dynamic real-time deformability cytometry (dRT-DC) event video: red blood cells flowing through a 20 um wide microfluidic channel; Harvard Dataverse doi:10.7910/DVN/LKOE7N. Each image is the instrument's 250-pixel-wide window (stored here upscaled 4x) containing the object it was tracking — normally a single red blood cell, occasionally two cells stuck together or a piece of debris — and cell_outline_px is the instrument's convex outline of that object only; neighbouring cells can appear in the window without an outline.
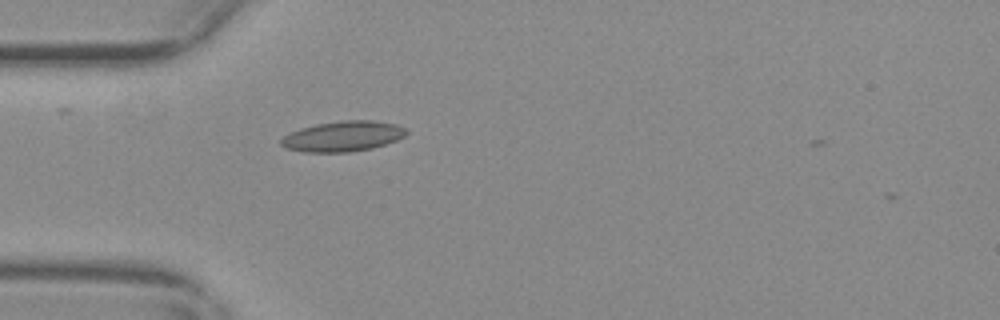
{"species": "common noctule bat (a hibernating species)", "species_latin": "Nyctalus noctula", "temperature_condition": "warm", "stored_images_in_passage": 40, "camera_frame_rate_fps": 3000, "um_per_image_px": 0.085, "animal": {"sex": "female", "body_mass_g": 29.2, "forearm_length_mm": 56.3}, "frame": {"image": 1, "passage_image": 1, "time_ms": 0.0, "image_size_px": [1000, 320], "cell_outline_px": [[408, 132], [404, 136], [396, 140], [372, 148], [348, 152], [304, 152], [288, 148], [280, 144], [280, 140], [284, 136], [300, 128], [316, 124], [344, 120], [372, 120], [396, 124], [404, 128]], "centroid_in_image_um": [29.15, 11.58], "position_along_channel_um": 55.9, "area_um2": 21.96}}
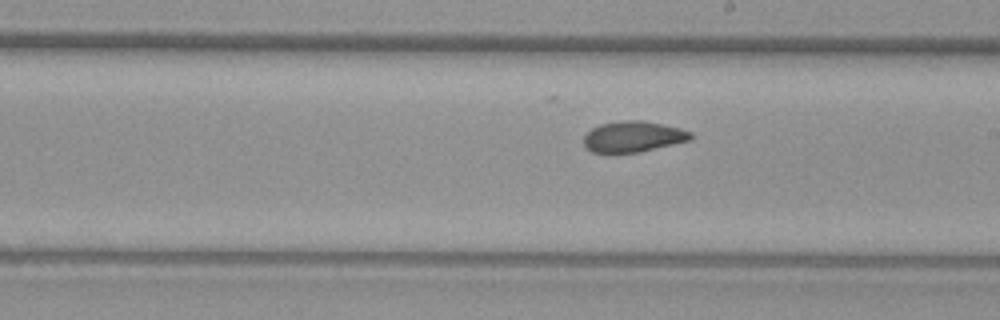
{"frame": {"image": 2, "passage_image": 16, "time_ms": 5.0, "image_size_px": [1000, 320], "cell_outline_px": [[692, 140], [640, 152], [592, 152], [584, 148], [584, 136], [592, 128], [600, 124], [624, 120], [640, 120], [680, 128], [692, 132]], "centroid_in_image_um": [53.82, 11.62], "position_along_channel_um": 235.2, "area_um2": 19.19}}
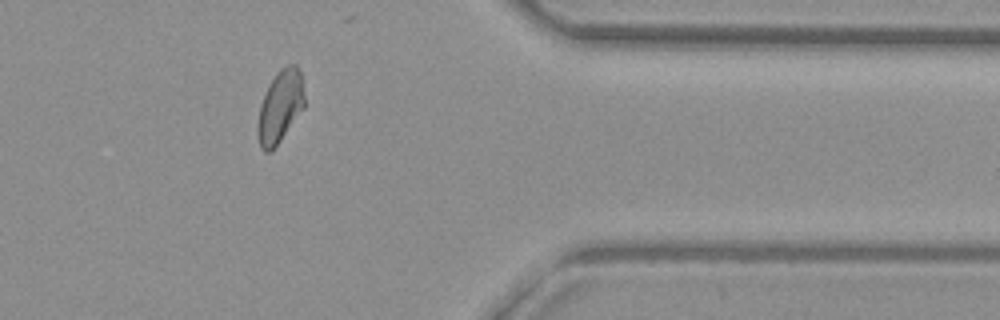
{"frame": {"image": 3, "passage_image": 30, "time_ms": 9.667, "image_size_px": [1000, 320], "cell_outline_px": [[304, 108], [272, 152], [264, 152], [260, 148], [256, 132], [256, 124], [260, 104], [268, 84], [276, 72], [280, 68], [288, 64], [296, 64], [304, 80]], "centroid_in_image_um": [23.79, 9.06], "position_along_channel_um": 387.6, "area_um2": 20.29}}